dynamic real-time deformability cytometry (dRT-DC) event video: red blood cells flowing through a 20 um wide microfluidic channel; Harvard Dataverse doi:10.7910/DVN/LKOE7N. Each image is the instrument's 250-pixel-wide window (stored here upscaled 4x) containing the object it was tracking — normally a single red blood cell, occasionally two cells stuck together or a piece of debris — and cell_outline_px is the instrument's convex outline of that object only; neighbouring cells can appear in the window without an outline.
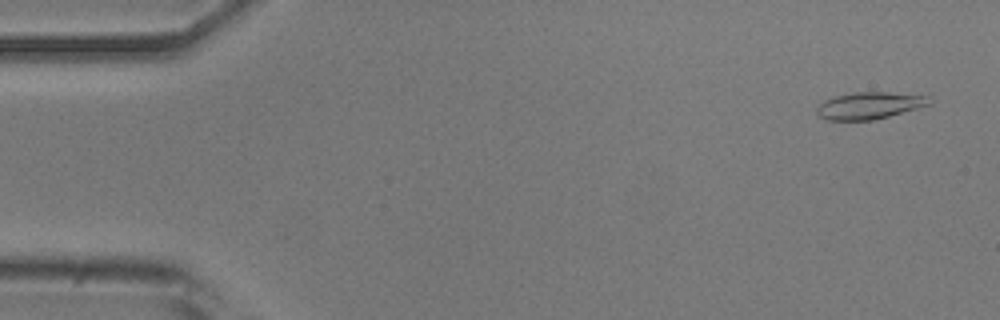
{"species": "common noctule bat (a hibernating species)", "species_latin": "Nyctalus noctula", "temperature_condition": "room temperature", "stored_images_in_passage": 54, "camera_frame_rate_fps": 3000, "um_per_image_px": 0.085, "animal": {"sex": "male", "body_mass_g": 20.5, "forearm_length_mm": 52.5}, "frame": {"image": 1, "passage_image": 3, "time_ms": 0.667, "image_size_px": [1000, 320], "cell_outline_px": [[932, 104], [888, 116], [872, 120], [828, 120], [820, 116], [816, 112], [816, 108], [824, 100], [836, 96], [856, 92], [888, 92], [924, 96]], "centroid_in_image_um": [73.85, 8.97], "position_along_channel_um": 11.2, "area_um2": 17.28}}
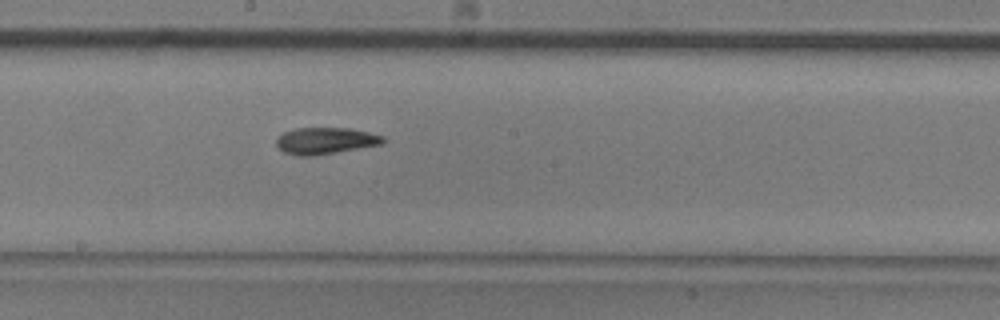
{"frame": {"image": 2, "passage_image": 29, "time_ms": 9.333, "image_size_px": [1000, 320], "cell_outline_px": [[388, 140], [384, 144], [312, 156], [296, 156], [284, 152], [276, 144], [276, 136], [284, 132], [296, 128], [352, 128], [384, 136]], "centroid_in_image_um": [27.69, 11.96], "position_along_channel_um": 220.5, "area_um2": 16.76}}
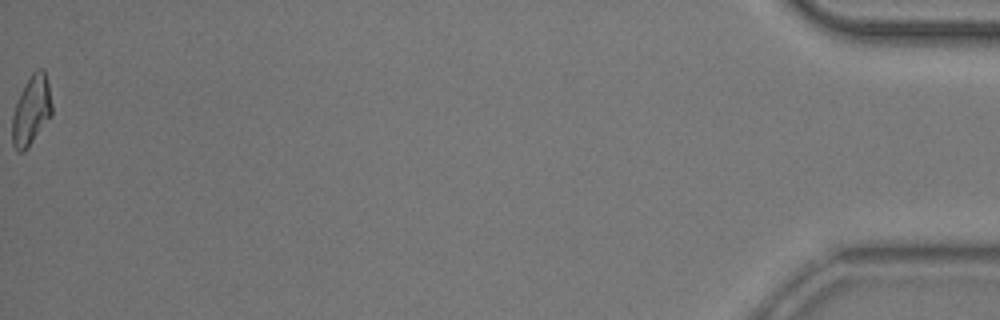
{"frame": {"image": 3, "passage_image": 54, "time_ms": 17.667, "image_size_px": [1000, 320], "cell_outline_px": [[52, 116], [28, 148], [24, 152], [16, 152], [12, 144], [12, 116], [20, 92], [32, 72], [36, 68], [44, 68], [48, 84], [52, 104]], "centroid_in_image_um": [2.67, 9.41], "position_along_channel_um": 432.5, "area_um2": 16.3}, "authors_computed_cell_mechanics": {"area_um2": 16.6753, "velocity_mm_per_s": 3.7719, "shape_relaxation_time_tau1_ms": 7.8577, "shape_relaxation_time_tau2_ms": 5.0437, "deformation_change_tau1": 0.2051, "deformation_change_tau2": 0.1271}}